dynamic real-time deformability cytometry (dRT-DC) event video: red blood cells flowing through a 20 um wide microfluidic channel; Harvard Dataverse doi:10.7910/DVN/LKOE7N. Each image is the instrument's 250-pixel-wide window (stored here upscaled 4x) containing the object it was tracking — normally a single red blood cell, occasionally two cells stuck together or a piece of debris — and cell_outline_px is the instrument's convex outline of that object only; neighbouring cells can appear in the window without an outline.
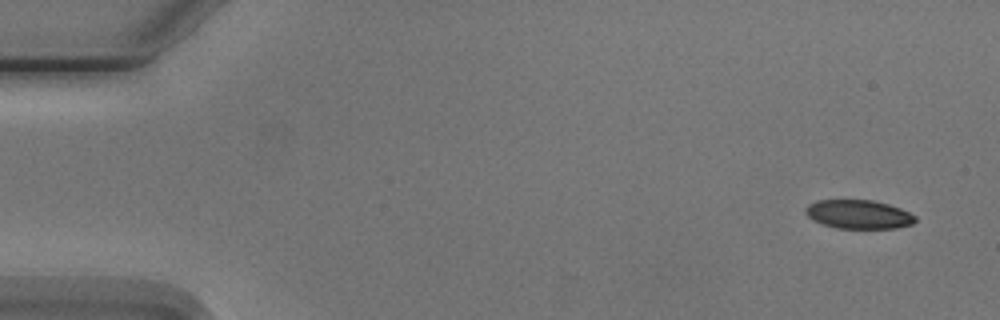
{"species": "Egyptian fruit bat (a non-hibernating species)", "species_latin": "Rousettus aegyptiacus", "temperature_condition": "cold", "stored_images_in_passage": 5, "segment_of_instrument_passage": [2, 2], "camera_frame_rate_fps": 3000, "um_per_image_px": 0.085, "animal": {"sex": "male"}, "frame": {"image": 1, "passage_image": 5, "time_ms": 5.667, "image_size_px": [1000, 320], "cell_outline_px": [[916, 220], [912, 224], [896, 228], [836, 228], [824, 224], [808, 216], [804, 212], [804, 208], [808, 204], [816, 200], [872, 200], [888, 204], [900, 208], [916, 216]], "centroid_in_image_um": [72.98, 18.21], "position_along_channel_um": 12.0, "area_um2": 18.32}}